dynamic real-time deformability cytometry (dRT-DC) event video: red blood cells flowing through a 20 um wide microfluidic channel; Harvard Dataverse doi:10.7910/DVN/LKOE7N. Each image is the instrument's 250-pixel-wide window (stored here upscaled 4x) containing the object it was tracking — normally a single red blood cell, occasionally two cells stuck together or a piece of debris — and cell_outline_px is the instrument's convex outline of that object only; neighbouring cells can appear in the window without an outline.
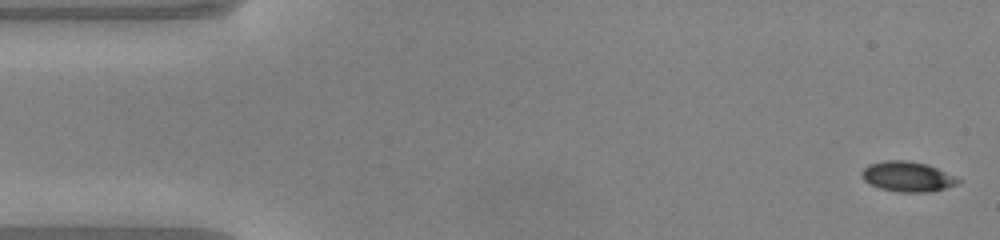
{"species": "common noctule bat (a hibernating species)", "species_latin": "Nyctalus noctula", "temperature_condition": "warm", "stored_images_in_passage": 48, "camera_frame_rate_fps": 3000, "um_per_image_px": 0.085, "animal": {"sex": "male", "body_mass_g": 20.0, "forearm_length_mm": 53.3}, "frame": {"image": 1, "passage_image": 1, "time_ms": 0.0, "image_size_px": [1000, 240], "cell_outline_px": [[960, 180], [956, 184], [932, 192], [900, 192], [880, 188], [864, 180], [860, 172], [868, 164], [884, 160], [904, 160], [924, 164], [936, 168]], "centroid_in_image_um": [77.07, 15.01], "position_along_channel_um": 7.9, "area_um2": 16.53}}
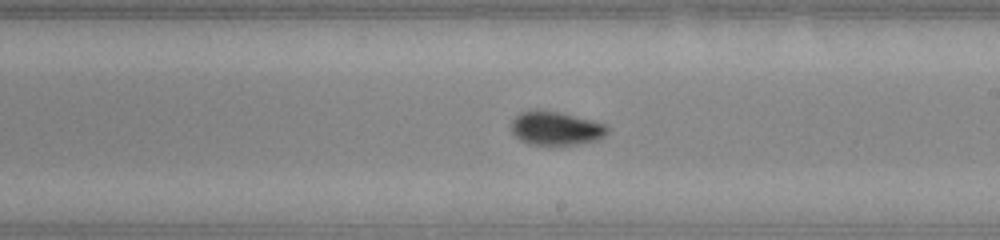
{"frame": {"image": 2, "passage_image": 27, "time_ms": 8.667, "image_size_px": [1000, 240], "cell_outline_px": [[608, 132], [600, 140], [576, 144], [528, 144], [520, 140], [512, 132], [512, 120], [520, 112], [536, 108], [556, 112], [604, 124], [608, 128]], "centroid_in_image_um": [47.21, 10.9], "position_along_channel_um": 241.8, "area_um2": 18.61}}
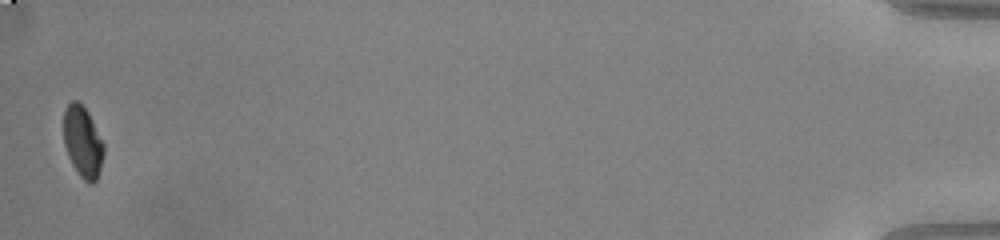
{"frame": {"image": 3, "passage_image": 48, "time_ms": 15.667, "image_size_px": [1000, 240], "cell_outline_px": [[104, 152], [100, 168], [96, 180], [92, 184], [88, 184], [80, 176], [72, 164], [68, 156], [64, 144], [64, 108], [72, 100], [76, 100], [88, 112], [104, 144]], "centroid_in_image_um": [7.03, 12.06], "position_along_channel_um": 428.2, "area_um2": 16.53}, "authors_computed_cell_mechanics": {"area_um2": 17.7446, "velocity_mm_per_s": 4.1197, "shape_relaxation_time_tau1_ms": 4.8065, "shape_relaxation_time_tau2_ms": 0.6948, "deformation_change_tau1": 0.1426, "deformation_change_tau2": 0.0266}}